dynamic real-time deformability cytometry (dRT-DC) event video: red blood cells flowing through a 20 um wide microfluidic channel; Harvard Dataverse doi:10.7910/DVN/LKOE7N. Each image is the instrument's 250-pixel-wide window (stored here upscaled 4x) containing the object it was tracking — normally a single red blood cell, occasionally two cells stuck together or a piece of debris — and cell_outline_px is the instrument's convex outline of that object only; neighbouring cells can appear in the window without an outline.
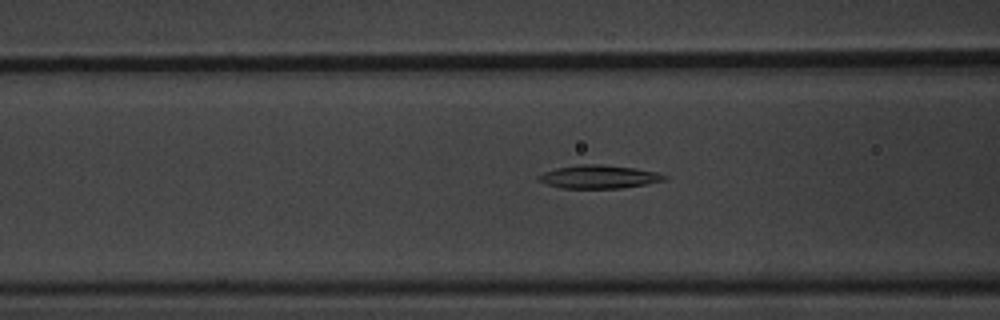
{"species": "common noctule bat (a hibernating species)", "species_latin": "Nyctalus noctula", "temperature_condition": "warm", "stored_images_in_passage": 40, "segment_of_instrument_passage": [1, 2], "camera_frame_rate_fps": 3000, "um_per_image_px": 0.085, "animal": {"sex": "male", "body_mass_g": 20.1, "forearm_length_mm": 53.5}, "frame": {"image": 1, "passage_image": 15, "time_ms": 4.667, "image_size_px": [1000, 320], "cell_outline_px": [[668, 176], [664, 180], [648, 184], [620, 188], [560, 188], [536, 180], [536, 176], [544, 172], [556, 168], [580, 164], [600, 164], [636, 168], [656, 172]], "centroid_in_image_um": [50.88, 15.02], "position_along_channel_um": 115.7, "area_um2": 17.11}}
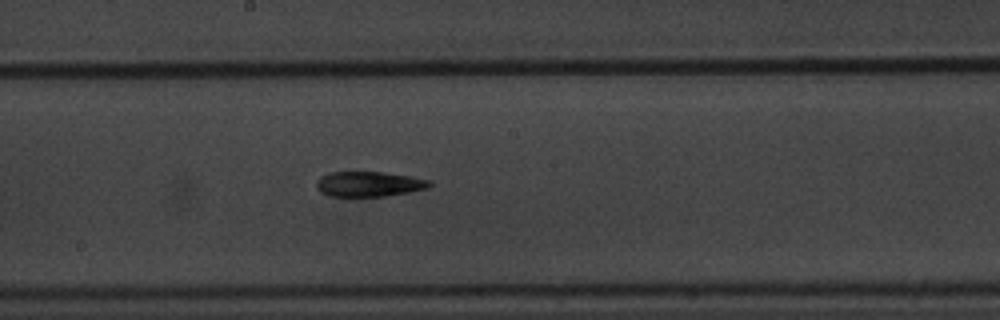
{"frame": {"image": 2, "passage_image": 24, "time_ms": 7.667, "image_size_px": [1000, 320], "cell_outline_px": [[432, 184], [428, 188], [408, 192], [384, 196], [332, 196], [320, 192], [316, 188], [316, 180], [320, 176], [332, 172], [384, 172], [408, 176], [428, 180]], "centroid_in_image_um": [31.31, 15.64], "position_along_channel_um": 216.9, "area_um2": 16.42}}
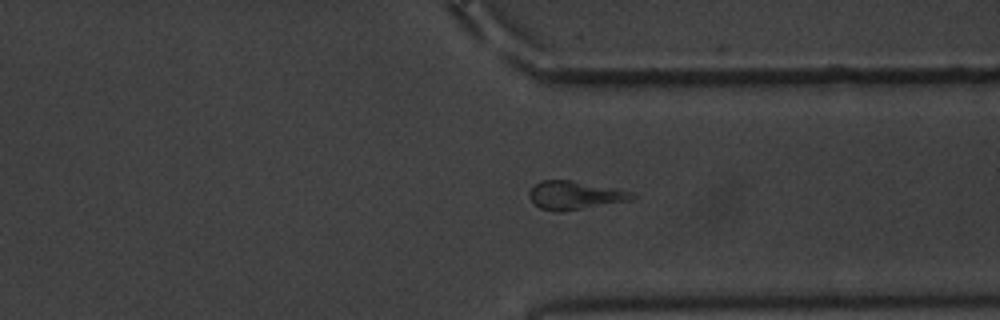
{"frame": {"image": 3, "passage_image": 37, "time_ms": 12.0, "image_size_px": [1000, 320], "cell_outline_px": [[636, 196], [628, 200], [560, 212], [556, 212], [540, 208], [532, 204], [528, 196], [528, 192], [540, 180], [572, 180], [616, 188], [632, 192]], "centroid_in_image_um": [48.79, 16.59], "position_along_channel_um": 362.6, "area_um2": 16.94}}